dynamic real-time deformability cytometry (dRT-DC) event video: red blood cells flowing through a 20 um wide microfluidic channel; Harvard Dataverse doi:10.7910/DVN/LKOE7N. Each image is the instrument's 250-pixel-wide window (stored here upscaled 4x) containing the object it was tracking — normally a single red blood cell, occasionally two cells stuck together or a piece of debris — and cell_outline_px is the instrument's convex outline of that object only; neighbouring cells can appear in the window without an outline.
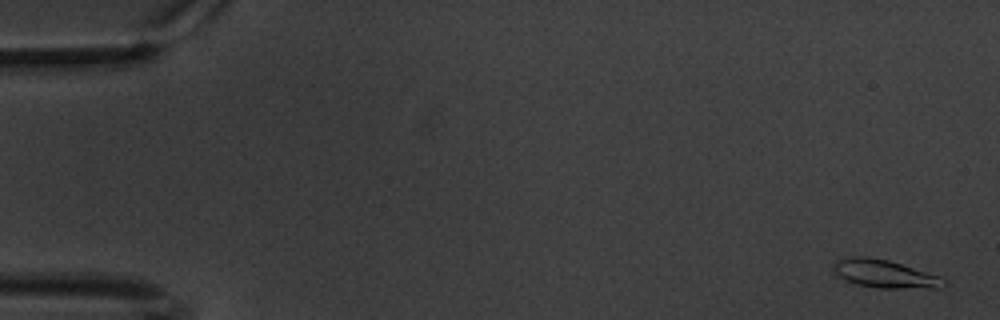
{"species": "common noctule bat (a hibernating species)", "species_latin": "Nyctalus noctula", "temperature_condition": "warm", "stored_images_in_passage": 60, "camera_frame_rate_fps": 3000, "um_per_image_px": 0.085, "animal": {"sex": "male", "body_mass_g": 20.1, "forearm_length_mm": 53.5}, "frame": {"image": 1, "passage_image": 2, "time_ms": 0.333, "image_size_px": [1000, 320], "cell_outline_px": [[944, 284], [940, 288], [876, 288], [856, 284], [844, 280], [832, 268], [836, 260], [852, 256], [864, 256], [888, 260], [940, 276], [944, 280]], "centroid_in_image_um": [75.17, 23.28], "position_along_channel_um": 9.8, "area_um2": 17.86}}
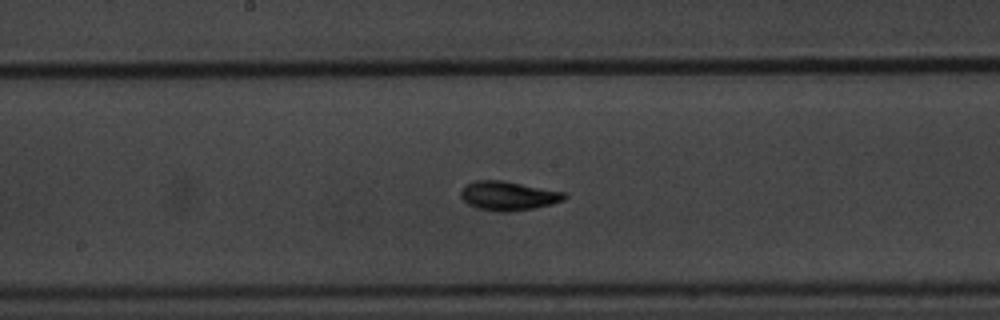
{"frame": {"image": 2, "passage_image": 32, "time_ms": 10.333, "image_size_px": [1000, 320], "cell_outline_px": [[568, 196], [564, 200], [552, 204], [532, 208], [508, 212], [500, 212], [476, 208], [468, 204], [460, 196], [460, 192], [468, 184], [476, 180], [500, 180], [568, 192]], "centroid_in_image_um": [43.24, 16.64], "position_along_channel_um": 205.0, "area_um2": 17.57}}
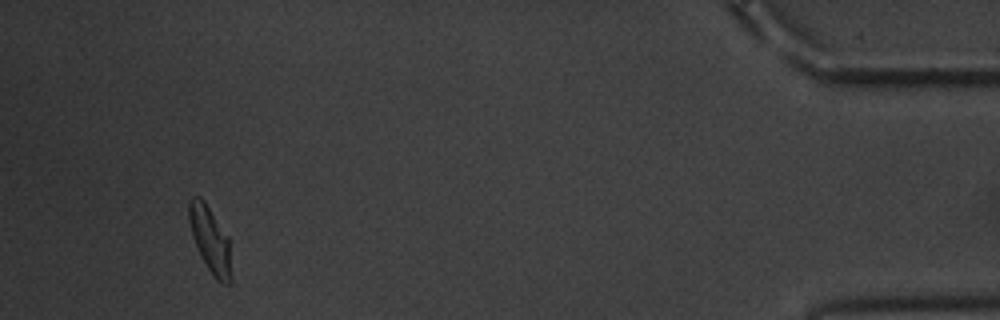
{"frame": {"image": 3, "passage_image": 57, "time_ms": 18.667, "image_size_px": [1000, 320], "cell_outline_px": [[232, 280], [228, 284], [224, 284], [216, 280], [200, 256], [192, 236], [188, 220], [188, 200], [192, 196], [200, 196], [204, 200], [228, 236], [232, 276]], "centroid_in_image_um": [17.85, 20.36], "position_along_channel_um": 417.3, "area_um2": 16.47}, "authors_computed_cell_mechanics": {"area_um2": 16.3863, "velocity_mm_per_s": 3.359, "shape_relaxation_time_tau1_ms": 3.7664, "shape_relaxation_time_tau2_ms": 2.0239, "deformation_change_tau1": 0.1378, "deformation_change_tau2": 0.0662}}